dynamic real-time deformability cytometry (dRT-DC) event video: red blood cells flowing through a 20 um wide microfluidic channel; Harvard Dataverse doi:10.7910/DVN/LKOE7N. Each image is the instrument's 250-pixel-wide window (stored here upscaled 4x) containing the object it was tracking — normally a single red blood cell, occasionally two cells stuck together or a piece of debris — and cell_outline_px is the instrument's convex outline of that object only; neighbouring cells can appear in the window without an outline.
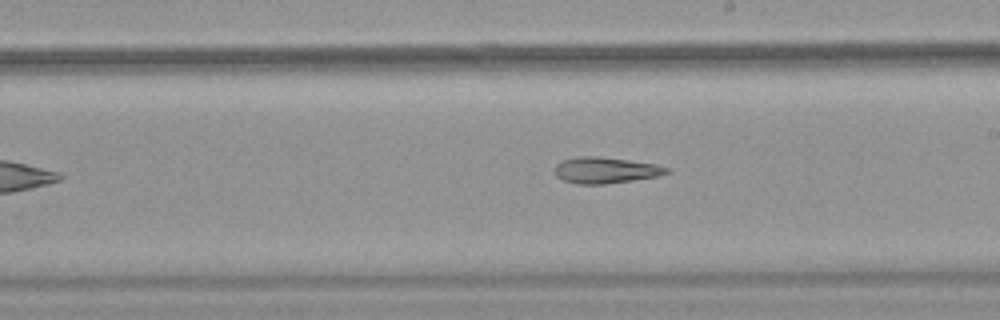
{"species": "common noctule bat (a hibernating species)", "species_latin": "Nyctalus noctula", "temperature_condition": "warm", "stored_images_in_passage": 29, "camera_frame_rate_fps": 3000, "um_per_image_px": 0.085, "animal": {"sex": "female", "body_mass_g": 18.4}, "frame": {"image": 1, "passage_image": 17, "time_ms": 5.333, "image_size_px": [1000, 320], "cell_outline_px": [[672, 172], [660, 176], [604, 184], [580, 184], [564, 180], [556, 176], [552, 172], [556, 164], [564, 160], [576, 156], [596, 156], [628, 160], [656, 164], [668, 168]], "centroid_in_image_um": [51.46, 14.46], "position_along_channel_um": 237.5, "area_um2": 17.11}}